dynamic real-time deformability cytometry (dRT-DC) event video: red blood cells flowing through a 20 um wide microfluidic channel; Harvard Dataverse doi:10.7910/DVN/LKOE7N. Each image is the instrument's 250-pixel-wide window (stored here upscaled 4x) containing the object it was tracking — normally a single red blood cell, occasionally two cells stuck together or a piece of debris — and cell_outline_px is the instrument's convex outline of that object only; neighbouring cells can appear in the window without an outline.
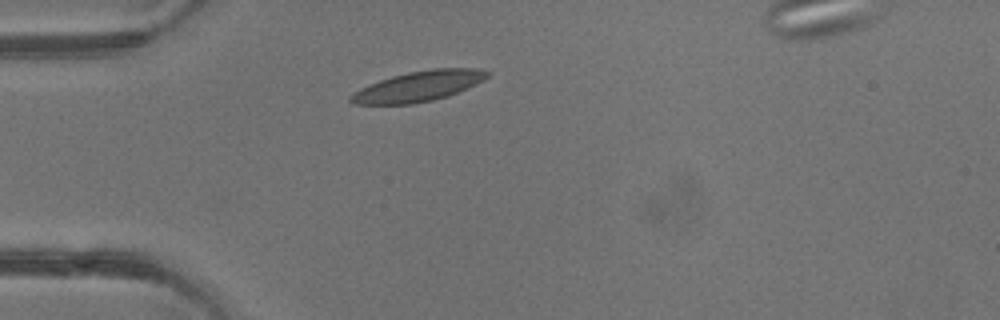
{"species": "common noctule bat (a hibernating species)", "species_latin": "Nyctalus noctula", "temperature_condition": "warm", "stored_images_in_passage": 1, "camera_frame_rate_fps": 3000, "um_per_image_px": 0.085, "animal": {"sex": "male", "body_mass_g": 13.3}, "frame": {"image": 1, "passage_image": 1, "time_ms": 0.0, "image_size_px": [1000, 320], "cell_outline_px": [[492, 72], [484, 80], [476, 84], [448, 96], [432, 100], [412, 104], [356, 104], [348, 100], [348, 96], [360, 88], [368, 84], [392, 76], [408, 72], [432, 68], [476, 68]], "centroid_in_image_um": [35.57, 7.32], "position_along_channel_um": 49.4, "area_um2": 24.16}}